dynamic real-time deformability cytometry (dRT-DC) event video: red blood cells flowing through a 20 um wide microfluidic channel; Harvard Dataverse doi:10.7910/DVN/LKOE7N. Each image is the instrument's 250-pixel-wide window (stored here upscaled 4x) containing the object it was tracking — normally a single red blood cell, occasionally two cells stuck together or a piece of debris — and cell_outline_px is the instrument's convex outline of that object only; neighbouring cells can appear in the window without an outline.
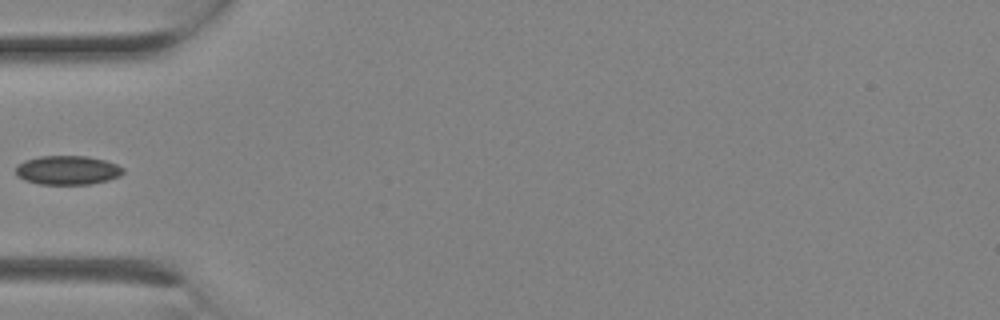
{"species": "Egyptian fruit bat (a non-hibernating species)", "species_latin": "Rousettus aegyptiacus", "temperature_condition": "room temperature", "stored_images_in_passage": 4, "camera_frame_rate_fps": 3000, "um_per_image_px": 0.085, "animal": {"sex": "female"}, "frame": {"image": 1, "passage_image": 4, "time_ms": 1.0, "image_size_px": [1000, 320], "cell_outline_px": [[124, 172], [120, 176], [108, 180], [92, 184], [40, 184], [24, 180], [16, 176], [16, 164], [24, 160], [40, 156], [88, 156], [104, 160], [116, 164], [124, 168]], "centroid_in_image_um": [5.72, 14.46], "position_along_channel_um": 79.3, "area_um2": 18.32}}